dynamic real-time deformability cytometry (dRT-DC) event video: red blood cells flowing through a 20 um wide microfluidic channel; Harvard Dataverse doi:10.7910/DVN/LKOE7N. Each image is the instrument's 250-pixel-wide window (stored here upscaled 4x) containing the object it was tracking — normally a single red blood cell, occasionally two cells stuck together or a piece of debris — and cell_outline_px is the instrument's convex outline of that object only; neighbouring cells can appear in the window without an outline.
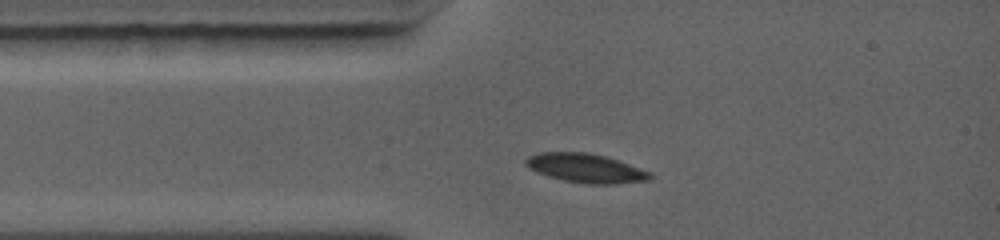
{"species": "common noctule bat (a hibernating species)", "species_latin": "Nyctalus noctula", "temperature_condition": "warm", "stored_images_in_passage": 44, "camera_frame_rate_fps": 5000, "um_per_image_px": 0.085, "animal": {"sex": "female", "body_mass_g": 19.0, "forearm_length_mm": 56.7}, "frame": {"image": 1, "passage_image": 1, "time_ms": 0.0, "image_size_px": [1000, 240], "cell_outline_px": [[656, 176], [652, 180], [616, 184], [588, 184], [564, 180], [548, 176], [536, 172], [528, 168], [524, 164], [524, 160], [528, 156], [540, 152], [588, 152], [604, 156], [652, 172]], "centroid_in_image_um": [49.8, 14.3], "position_along_channel_um": 35.2, "area_um2": 21.21}}
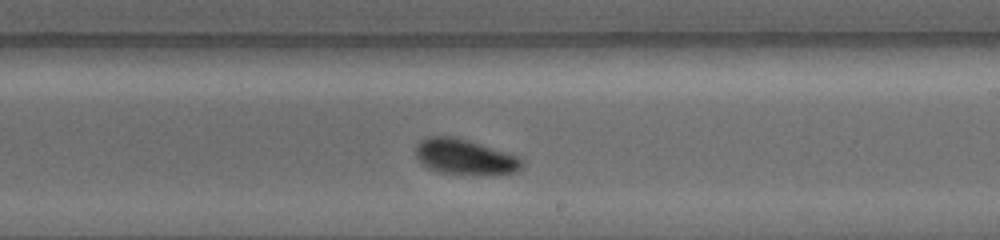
{"frame": {"image": 2, "passage_image": 26, "time_ms": 5.0, "image_size_px": [1000, 240], "cell_outline_px": [[524, 164], [520, 168], [512, 172], [440, 172], [428, 168], [420, 164], [416, 156], [416, 144], [420, 140], [428, 136], [456, 136], [520, 156], [524, 160]], "centroid_in_image_um": [39.45, 13.27], "position_along_channel_um": 249.5, "area_um2": 21.39}}
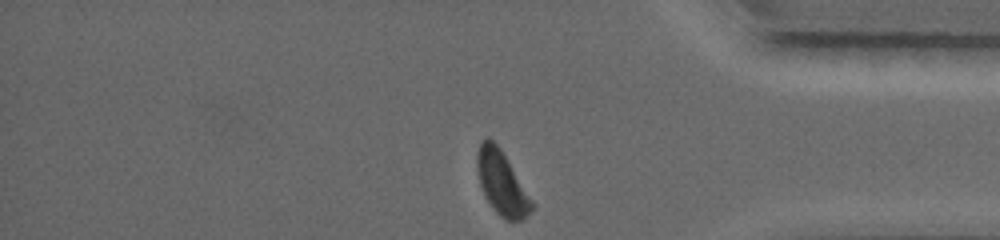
{"frame": {"image": 3, "passage_image": 44, "time_ms": 8.6, "image_size_px": [1000, 240], "cell_outline_px": [[532, 208], [524, 220], [508, 220], [500, 216], [496, 212], [484, 196], [480, 184], [476, 168], [476, 152], [480, 140], [488, 136], [500, 148], [532, 200]], "centroid_in_image_um": [42.6, 15.52], "position_along_channel_um": 392.6, "area_um2": 20.11}, "authors_computed_cell_mechanics": {"area_um2": 21.7906, "velocity_mm_per_s": 4.4257, "shape_relaxation_time_tau1_ms": 1.7801, "shape_relaxation_time_tau2_ms": 4.3459, "deformation_change_tau1": 0.089, "deformation_change_tau2": 0.0624}}